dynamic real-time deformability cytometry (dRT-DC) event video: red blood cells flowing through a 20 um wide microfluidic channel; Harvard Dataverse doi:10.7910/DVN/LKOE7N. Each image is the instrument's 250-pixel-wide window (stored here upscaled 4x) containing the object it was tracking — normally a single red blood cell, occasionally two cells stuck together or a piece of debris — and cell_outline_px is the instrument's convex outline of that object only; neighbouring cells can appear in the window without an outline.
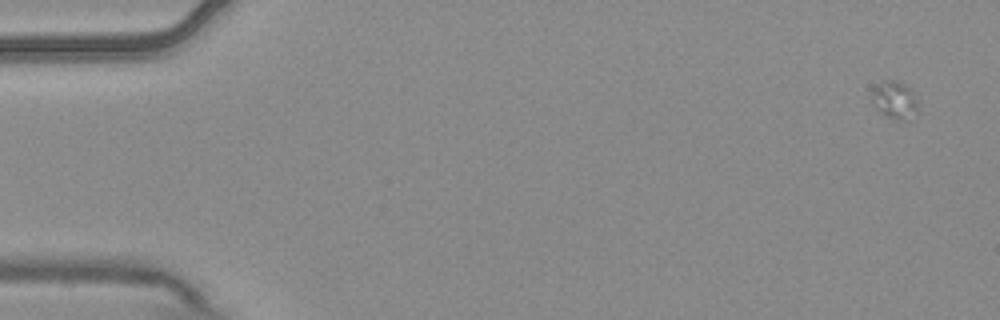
{"species": "common noctule bat (a hibernating species)", "species_latin": "Nyctalus noctula", "temperature_condition": "warm", "stored_images_in_passage": 5, "camera_frame_rate_fps": 3000, "um_per_image_px": 0.085, "animal": {"sex": "male", "body_mass_g": 20.4}, "frame": {"image": 1, "passage_image": 1, "time_ms": 0.0, "image_size_px": [1000, 320], "cell_outline_px": [[916, 108], [904, 120], [896, 120], [880, 112], [872, 104], [868, 96], [872, 88], [884, 80], [896, 80], [908, 84], [916, 100]], "centroid_in_image_um": [75.93, 8.43], "position_along_channel_um": 9.1, "area_um2": 10.06}}